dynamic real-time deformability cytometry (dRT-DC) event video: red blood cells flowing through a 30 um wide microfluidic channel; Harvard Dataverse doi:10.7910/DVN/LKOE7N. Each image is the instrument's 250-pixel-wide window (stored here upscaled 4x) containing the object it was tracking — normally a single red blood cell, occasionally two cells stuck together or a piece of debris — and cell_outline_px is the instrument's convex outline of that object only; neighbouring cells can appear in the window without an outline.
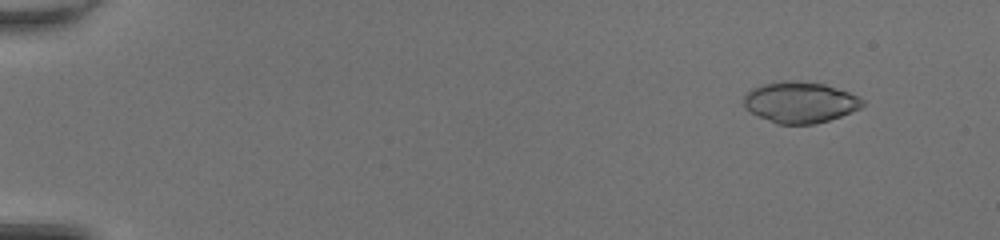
{"species": "common noctule bat (a hibernating species)", "species_latin": "Nyctalus noctula", "temperature_condition": "room temperature", "stored_images_in_passage": 50, "camera_frame_rate_fps": 3000, "um_per_image_px": 0.085, "animal": {"sex": "female", "body_mass_g": 20.0, "forearm_length_mm": 54.0}, "frame": {"image": 1, "passage_image": 5, "time_ms": 1.333, "image_size_px": [1000, 240], "cell_outline_px": [[864, 104], [860, 108], [840, 116], [828, 120], [812, 124], [776, 124], [744, 108], [744, 96], [752, 88], [764, 84], [780, 80], [796, 80], [824, 84], [860, 96], [864, 100]], "centroid_in_image_um": [68.0, 8.68], "position_along_channel_um": 17.0, "area_um2": 28.32}}
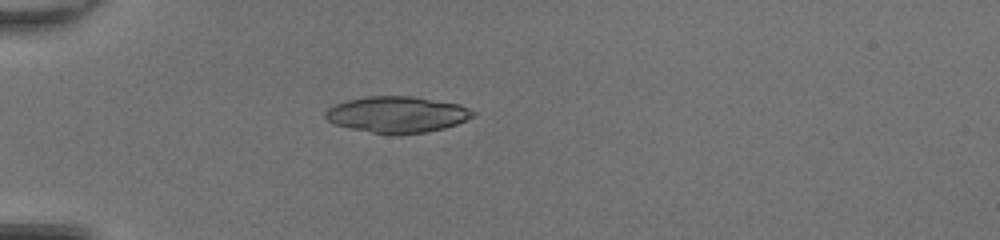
{"frame": {"image": 2, "passage_image": 16, "time_ms": 5.0, "image_size_px": [1000, 240], "cell_outline_px": [[476, 112], [472, 116], [456, 124], [444, 128], [428, 132], [372, 132], [332, 124], [324, 116], [324, 112], [328, 108], [336, 104], [348, 100], [364, 96], [412, 96], [460, 104]], "centroid_in_image_um": [33.73, 9.7], "position_along_channel_um": 51.3, "area_um2": 30.52}}
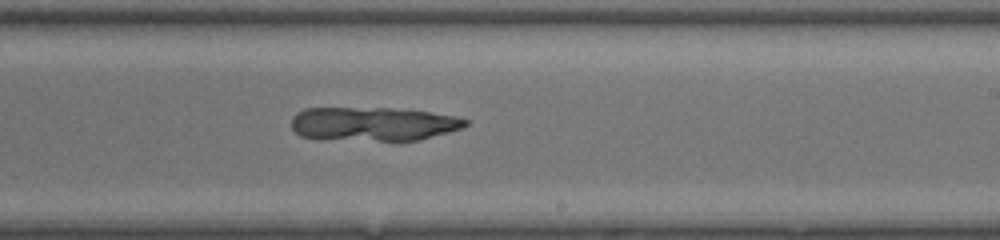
{"frame": {"image": 3, "passage_image": 32, "time_ms": 10.333, "image_size_px": [1000, 240], "cell_outline_px": [[468, 124], [460, 128], [420, 140], [316, 140], [300, 136], [292, 128], [292, 116], [296, 112], [304, 108], [392, 108], [428, 112], [456, 116], [468, 120]], "centroid_in_image_um": [31.64, 10.54], "position_along_channel_um": 257.4, "area_um2": 34.56}}